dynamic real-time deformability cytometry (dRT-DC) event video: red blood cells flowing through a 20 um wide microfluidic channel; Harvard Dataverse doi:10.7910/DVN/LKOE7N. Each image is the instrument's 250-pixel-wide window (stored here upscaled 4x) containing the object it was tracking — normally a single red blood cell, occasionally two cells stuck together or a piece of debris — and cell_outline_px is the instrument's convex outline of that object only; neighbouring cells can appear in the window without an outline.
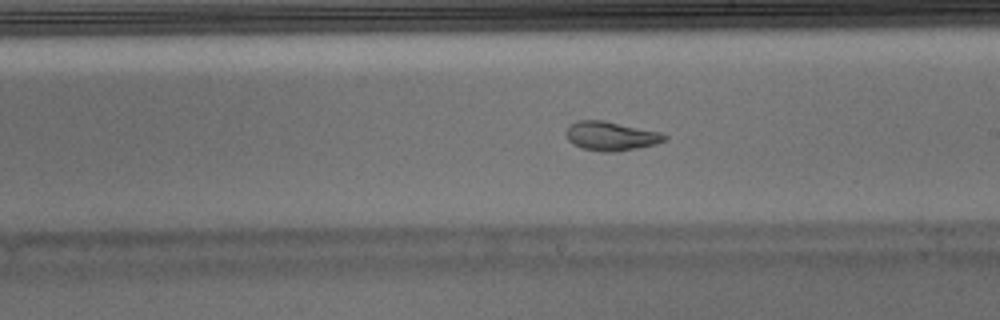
{"species": "Egyptian fruit bat (a non-hibernating species)", "species_latin": "Rousettus aegyptiacus", "temperature_condition": "warm", "stored_images_in_passage": 39, "camera_frame_rate_fps": 3000, "um_per_image_px": 0.085, "animal": {"sex": "male"}, "frame": {"image": 1, "passage_image": 17, "time_ms": 5.333, "image_size_px": [1000, 320], "cell_outline_px": [[668, 140], [656, 144], [636, 148], [612, 152], [600, 152], [584, 148], [572, 144], [568, 140], [564, 132], [568, 124], [576, 120], [604, 120], [660, 132], [668, 136]], "centroid_in_image_um": [51.9, 11.55], "position_along_channel_um": 237.1, "area_um2": 16.88}}
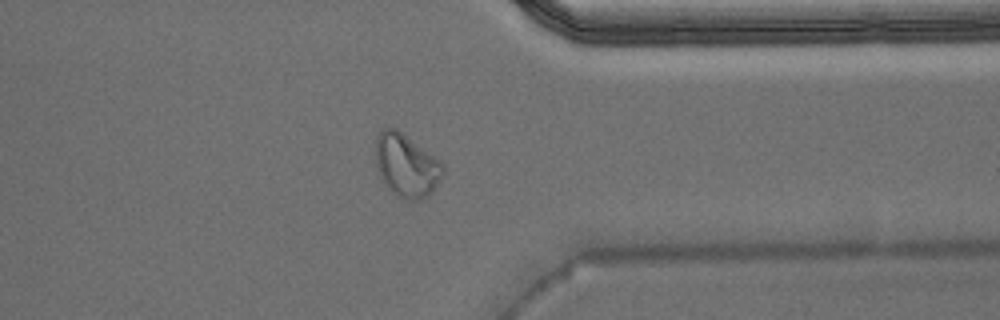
{"frame": {"image": 2, "passage_image": 28, "time_ms": 9.0, "image_size_px": [1000, 320], "cell_outline_px": [[444, 172], [432, 192], [428, 196], [420, 200], [404, 200], [388, 188], [380, 176], [376, 168], [376, 136], [384, 128], [396, 128], [440, 160], [444, 164]], "centroid_in_image_um": [34.55, 14.07], "position_along_channel_um": 376.9, "area_um2": 24.68}, "authors_computed_cell_mechanics": {"area_um2": 17.4556, "velocity_mm_per_s": 3.9836, "shape_relaxation_time_tau1_ms": null, "shape_relaxation_time_tau2_ms": 1.4776, "deformation_change_tau1": null, "deformation_change_tau2": 0.0668}}